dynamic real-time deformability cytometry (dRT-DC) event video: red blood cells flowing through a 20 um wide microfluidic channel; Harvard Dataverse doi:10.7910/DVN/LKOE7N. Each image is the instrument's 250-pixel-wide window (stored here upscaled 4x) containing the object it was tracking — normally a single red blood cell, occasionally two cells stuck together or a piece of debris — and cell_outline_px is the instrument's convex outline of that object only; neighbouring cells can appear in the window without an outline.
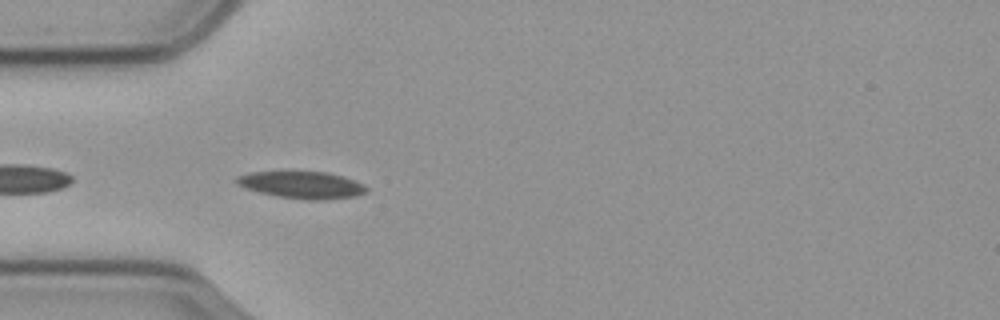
{"species": "common noctule bat (a hibernating species)", "species_latin": "Nyctalus noctula", "temperature_condition": "cold", "stored_images_in_passage": 8, "camera_frame_rate_fps": 3000, "um_per_image_px": 0.085, "animal": {"sex": "male", "body_mass_g": 23.1, "forearm_length_mm": 52.7}, "frame": {"image": 1, "passage_image": 3, "time_ms": 0.667, "image_size_px": [1000, 320], "cell_outline_px": [[368, 188], [364, 192], [356, 196], [324, 200], [308, 200], [280, 196], [260, 192], [244, 188], [236, 184], [236, 176], [252, 172], [328, 172], [344, 176]], "centroid_in_image_um": [25.63, 15.72], "position_along_channel_um": 59.4, "area_um2": 20.17}}